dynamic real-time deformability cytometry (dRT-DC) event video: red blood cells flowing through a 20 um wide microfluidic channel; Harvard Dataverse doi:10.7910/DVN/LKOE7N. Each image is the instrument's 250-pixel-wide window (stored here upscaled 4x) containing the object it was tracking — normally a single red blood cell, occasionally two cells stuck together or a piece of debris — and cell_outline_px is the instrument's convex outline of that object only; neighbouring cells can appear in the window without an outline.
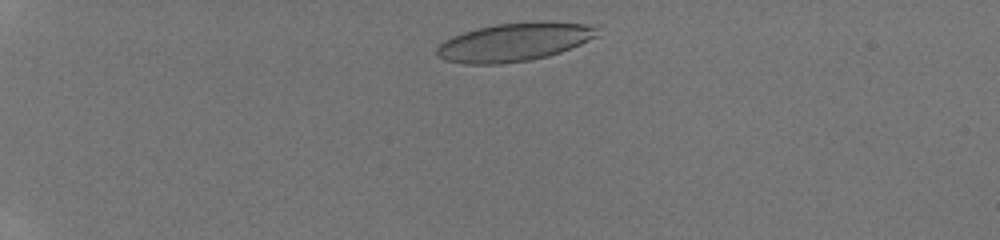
{"species": "human", "species_latin": "Homo sapiens", "temperature_condition": "room temperature", "stored_images_in_passage": 37, "camera_frame_rate_fps": 3000, "um_per_image_px": 0.085, "donor": {"sex": "male"}, "frame": {"image": 1, "passage_image": 3, "time_ms": 0.667, "image_size_px": [1000, 240], "cell_outline_px": [[600, 36], [560, 52], [548, 56], [528, 60], [500, 64], [464, 64], [444, 60], [436, 56], [436, 48], [444, 40], [452, 36], [476, 28], [496, 24], [532, 20], [552, 20], [600, 24]], "centroid_in_image_um": [43.82, 3.53], "position_along_channel_um": 41.2, "area_um2": 36.99}}
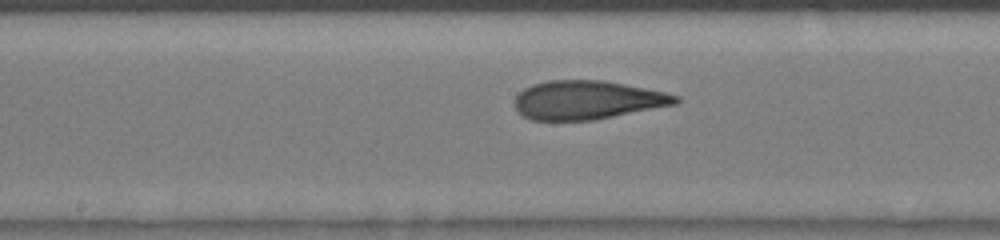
{"frame": {"image": 2, "passage_image": 18, "time_ms": 5.667, "image_size_px": [1000, 240], "cell_outline_px": [[680, 100], [676, 104], [596, 120], [532, 120], [524, 116], [516, 108], [516, 96], [524, 88], [532, 84], [548, 80], [604, 80], [664, 92], [680, 96]], "centroid_in_image_um": [49.93, 8.5], "position_along_channel_um": 198.3, "area_um2": 36.18}}
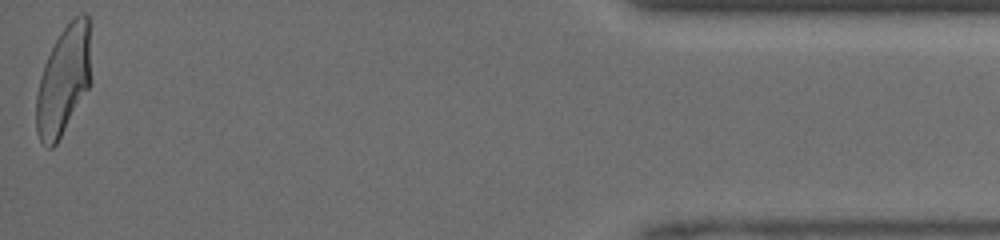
{"frame": {"image": 3, "passage_image": 37, "time_ms": 12.0, "image_size_px": [1000, 240], "cell_outline_px": [[92, 84], [56, 144], [52, 148], [48, 148], [40, 140], [36, 132], [36, 96], [40, 76], [44, 64], [60, 32], [76, 16], [84, 12], [88, 16], [92, 80]], "centroid_in_image_um": [5.42, 6.86], "position_along_channel_um": 429.8, "area_um2": 34.97}}